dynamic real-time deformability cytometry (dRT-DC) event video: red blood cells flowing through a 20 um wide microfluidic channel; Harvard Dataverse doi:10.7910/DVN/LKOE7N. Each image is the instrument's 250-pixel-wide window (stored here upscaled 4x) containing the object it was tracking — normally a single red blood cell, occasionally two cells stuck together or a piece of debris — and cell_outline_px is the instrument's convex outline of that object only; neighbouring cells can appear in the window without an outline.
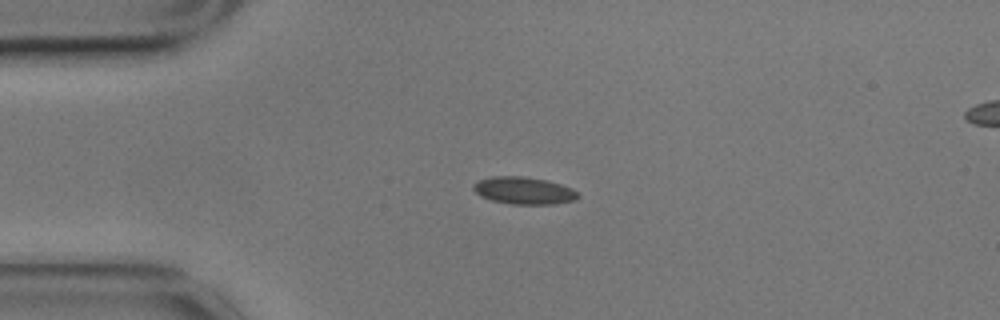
{"species": "common noctule bat (a hibernating species)", "species_latin": "Nyctalus noctula", "temperature_condition": "cold", "stored_images_in_passage": 45, "camera_frame_rate_fps": 3000, "um_per_image_px": 0.085, "animal": {"sex": "male", "body_mass_g": 17.9}, "frame": {"image": 1, "passage_image": 1, "time_ms": 0.0, "image_size_px": [1000, 320], "cell_outline_px": [[580, 196], [576, 200], [556, 204], [512, 204], [492, 200], [480, 196], [472, 188], [472, 184], [480, 180], [492, 176], [524, 176], [548, 180], [572, 188]], "centroid_in_image_um": [44.54, 16.2], "position_along_channel_um": 40.5, "area_um2": 16.7}}
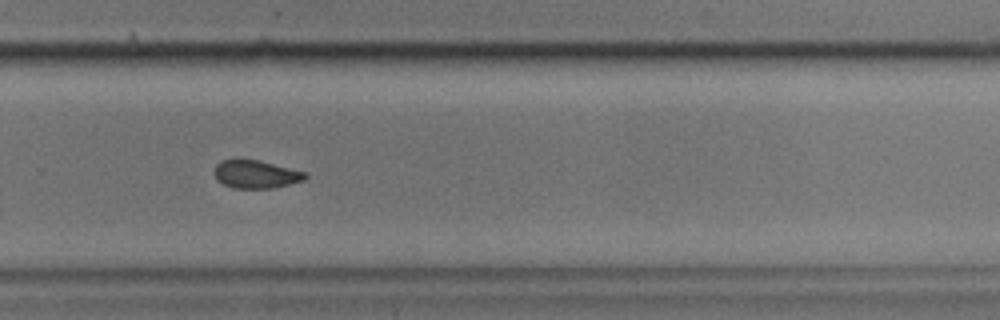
{"frame": {"image": 2, "passage_image": 26, "time_ms": 8.333, "image_size_px": [1000, 320], "cell_outline_px": [[308, 176], [304, 180], [272, 188], [232, 188], [216, 180], [216, 164], [220, 160], [236, 156], [260, 160], [308, 172]], "centroid_in_image_um": [21.74, 14.76], "position_along_channel_um": 308.1, "area_um2": 15.37}}
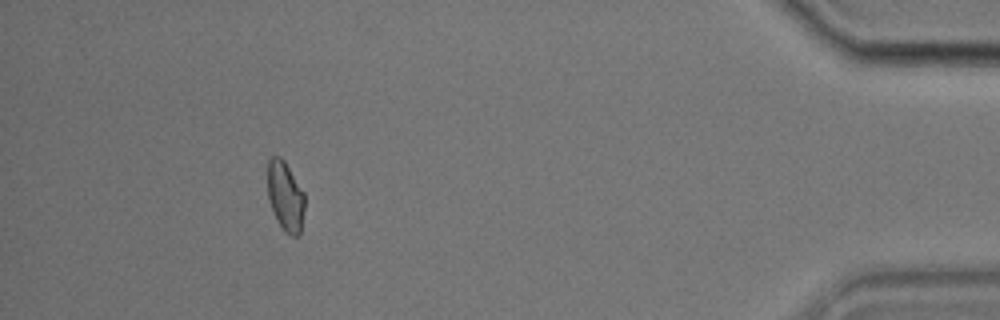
{"frame": {"image": 3, "passage_image": 40, "time_ms": 13.0, "image_size_px": [1000, 320], "cell_outline_px": [[304, 208], [300, 232], [296, 236], [292, 236], [284, 232], [268, 200], [268, 160], [272, 156], [280, 156], [284, 160], [304, 192]], "centroid_in_image_um": [24.25, 16.66], "position_along_channel_um": 410.9, "area_um2": 14.85}, "authors_computed_cell_mechanics": {"area_um2": 15.9528, "velocity_mm_per_s": 3.4864, "shape_relaxation_time_tau1_ms": 5.4591, "shape_relaxation_time_tau2_ms": 1.9978, "deformation_change_tau1": 0.0686, "deformation_change_tau2": 0.0569}}